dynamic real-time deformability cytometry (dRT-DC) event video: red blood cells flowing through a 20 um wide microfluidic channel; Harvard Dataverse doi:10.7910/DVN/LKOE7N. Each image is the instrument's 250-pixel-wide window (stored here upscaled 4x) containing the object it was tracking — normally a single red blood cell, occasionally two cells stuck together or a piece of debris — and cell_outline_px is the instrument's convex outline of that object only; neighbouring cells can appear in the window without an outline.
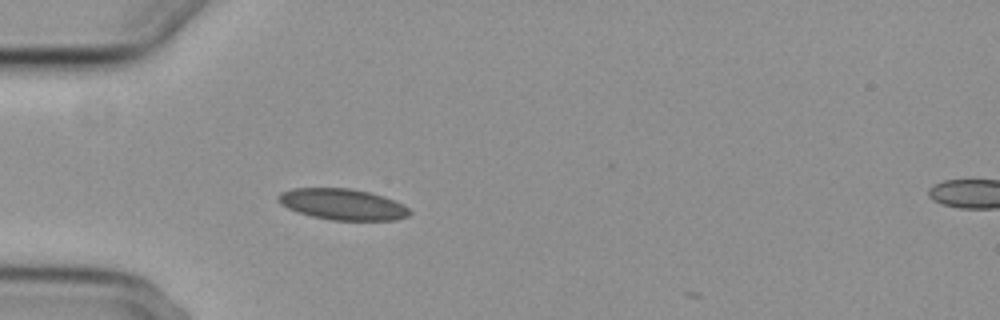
{"species": "common noctule bat (a hibernating species)", "species_latin": "Nyctalus noctula", "temperature_condition": "cold", "stored_images_in_passage": 5, "camera_frame_rate_fps": 3000, "um_per_image_px": 0.085, "animal": {"sex": "female", "body_mass_g": 29.2, "forearm_length_mm": 56.3}, "frame": {"image": 1, "passage_image": 4, "time_ms": 3.667, "image_size_px": [1000, 320], "cell_outline_px": [[412, 212], [408, 216], [396, 220], [332, 220], [312, 216], [296, 212], [280, 204], [276, 200], [276, 196], [280, 192], [292, 188], [352, 188], [372, 192], [384, 196], [404, 204]], "centroid_in_image_um": [29.11, 17.36], "position_along_channel_um": 55.9, "area_um2": 24.16}}